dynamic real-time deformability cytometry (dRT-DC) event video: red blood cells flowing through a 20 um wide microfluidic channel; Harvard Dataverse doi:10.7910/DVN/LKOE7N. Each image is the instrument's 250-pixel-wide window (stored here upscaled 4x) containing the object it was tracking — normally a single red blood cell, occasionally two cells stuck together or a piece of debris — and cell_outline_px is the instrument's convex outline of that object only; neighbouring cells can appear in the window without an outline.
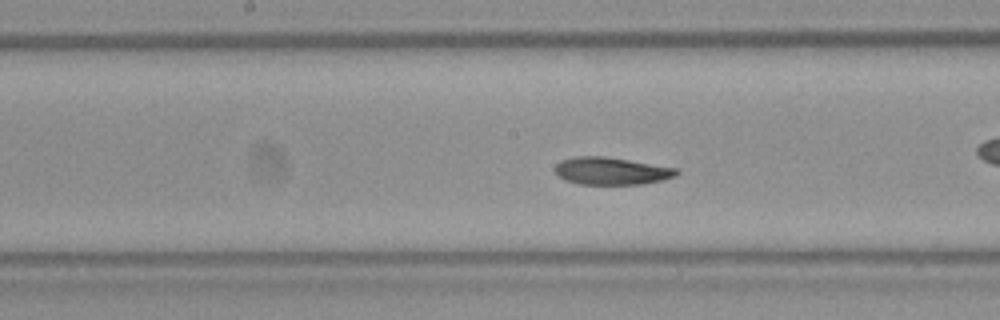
{"species": "Egyptian fruit bat (a non-hibernating species)", "species_latin": "Rousettus aegyptiacus", "temperature_condition": "room temperature", "stored_images_in_passage": 36, "camera_frame_rate_fps": 3000, "um_per_image_px": 0.085, "frame": {"image": 1, "passage_image": 11, "time_ms": 3.333, "image_size_px": [1000, 320], "cell_outline_px": [[680, 172], [676, 176], [660, 180], [640, 184], [580, 184], [564, 180], [556, 176], [556, 164], [560, 160], [576, 156], [604, 156], [676, 168]], "centroid_in_image_um": [51.92, 14.53], "position_along_channel_um": 196.3, "area_um2": 19.31}}
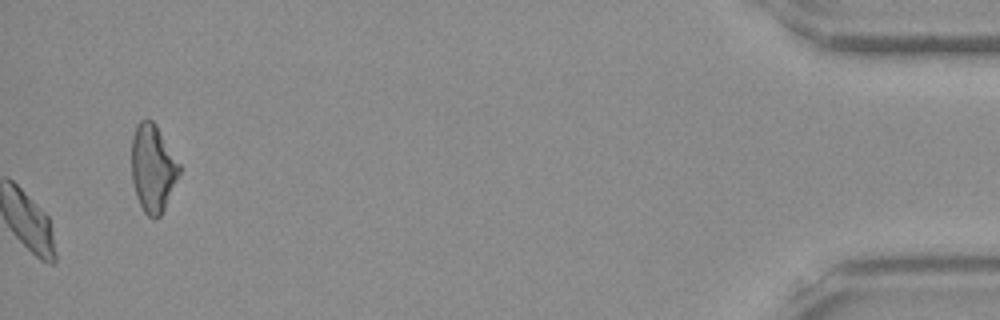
{"frame": {"image": 2, "passage_image": 36, "time_ms": 11.667, "image_size_px": [1000, 320], "cell_outline_px": [[180, 172], [164, 208], [160, 216], [156, 220], [148, 216], [144, 212], [136, 196], [132, 180], [132, 136], [136, 124], [140, 120], [148, 116], [156, 124], [180, 164]], "centroid_in_image_um": [12.97, 14.26], "position_along_channel_um": 422.2, "area_um2": 24.39}, "authors_computed_cell_mechanics": {"area_um2": 19.5942, "velocity_mm_per_s": 4.052, "shape_relaxation_time_tau1_ms": 2.9271, "shape_relaxation_time_tau2_ms": 2.8838, "deformation_change_tau1": 0.1198, "deformation_change_tau2": 0.0501}}